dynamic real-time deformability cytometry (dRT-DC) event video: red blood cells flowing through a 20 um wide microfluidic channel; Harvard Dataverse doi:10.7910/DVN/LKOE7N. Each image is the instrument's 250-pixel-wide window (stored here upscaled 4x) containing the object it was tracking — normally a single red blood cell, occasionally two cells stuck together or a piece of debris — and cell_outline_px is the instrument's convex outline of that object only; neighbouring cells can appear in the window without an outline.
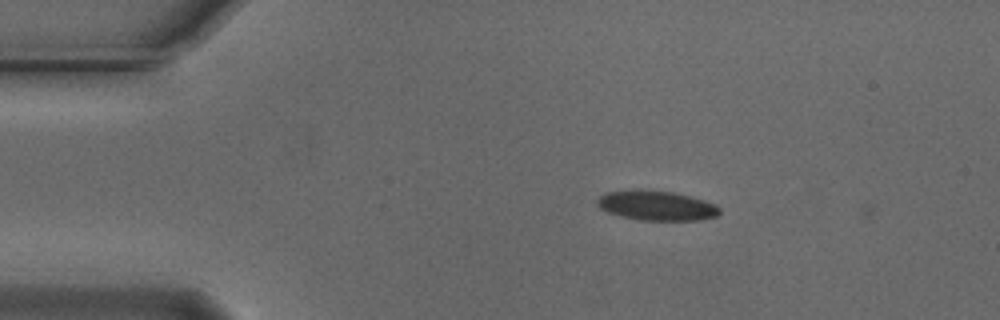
{"species": "Egyptian fruit bat (a non-hibernating species)", "species_latin": "Rousettus aegyptiacus", "temperature_condition": "cold", "stored_images_in_passage": 2, "camera_frame_rate_fps": 3000, "um_per_image_px": 0.085, "animal": {"sex": "male"}, "frame": {"image": 1, "passage_image": 1, "time_ms": 0.0, "image_size_px": [1000, 320], "cell_outline_px": [[720, 212], [716, 216], [700, 220], [640, 220], [620, 216], [608, 212], [600, 208], [596, 204], [596, 200], [604, 192], [636, 188], [640, 188], [672, 192], [704, 200], [716, 204], [720, 208]], "centroid_in_image_um": [55.76, 17.45], "position_along_channel_um": 29.2, "area_um2": 21.5}}